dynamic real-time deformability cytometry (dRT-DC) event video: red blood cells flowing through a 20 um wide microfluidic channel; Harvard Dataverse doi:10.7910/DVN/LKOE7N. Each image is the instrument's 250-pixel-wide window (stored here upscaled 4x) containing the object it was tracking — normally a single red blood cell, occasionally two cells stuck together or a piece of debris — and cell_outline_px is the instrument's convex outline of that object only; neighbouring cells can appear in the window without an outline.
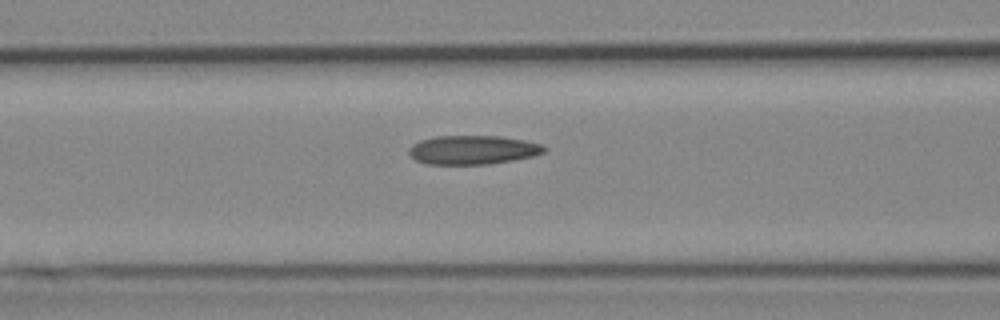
{"species": "Egyptian fruit bat (a non-hibernating species)", "species_latin": "Rousettus aegyptiacus", "temperature_condition": "cold", "stored_images_in_passage": 5, "camera_frame_rate_fps": 3000, "um_per_image_px": 0.085, "animal": {"sex": "female"}, "frame": {"image": 1, "passage_image": 5, "time_ms": 5.333, "image_size_px": [1000, 320], "cell_outline_px": [[548, 148], [544, 152], [532, 156], [512, 160], [488, 164], [424, 164], [416, 160], [408, 152], [408, 148], [412, 144], [420, 140], [436, 136], [500, 136], [524, 140], [540, 144]], "centroid_in_image_um": [40.16, 12.74], "position_along_channel_um": 126.4, "area_um2": 22.77}}